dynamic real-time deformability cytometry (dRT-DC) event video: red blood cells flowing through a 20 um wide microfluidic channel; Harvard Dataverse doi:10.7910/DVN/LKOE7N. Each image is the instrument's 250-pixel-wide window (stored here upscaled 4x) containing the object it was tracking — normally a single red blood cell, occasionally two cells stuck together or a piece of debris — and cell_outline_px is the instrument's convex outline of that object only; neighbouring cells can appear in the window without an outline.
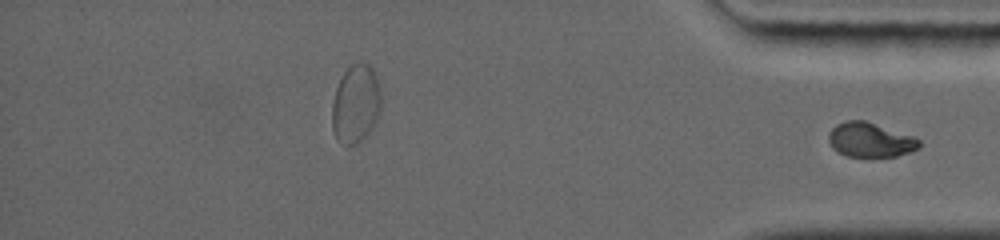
{"species": "common noctule bat (a hibernating species)", "species_latin": "Nyctalus noctula", "temperature_condition": "warm", "stored_images_in_passage": 27, "segment_of_instrument_passage": [2, 2], "camera_frame_rate_fps": 5000, "um_per_image_px": 0.085, "animal": {"sex": "female", "body_mass_g": 19.0, "forearm_length_mm": 56.7}, "frame": {"image": 1, "passage_image": 27, "time_ms": 11.6, "image_size_px": [1000, 240], "cell_outline_px": [[920, 148], [896, 156], [848, 156], [832, 148], [828, 140], [828, 136], [832, 128], [836, 124], [844, 120], [864, 120], [916, 136], [920, 140]], "centroid_in_image_um": [73.99, 11.87], "position_along_channel_um": 361.2, "area_um2": 18.26}}